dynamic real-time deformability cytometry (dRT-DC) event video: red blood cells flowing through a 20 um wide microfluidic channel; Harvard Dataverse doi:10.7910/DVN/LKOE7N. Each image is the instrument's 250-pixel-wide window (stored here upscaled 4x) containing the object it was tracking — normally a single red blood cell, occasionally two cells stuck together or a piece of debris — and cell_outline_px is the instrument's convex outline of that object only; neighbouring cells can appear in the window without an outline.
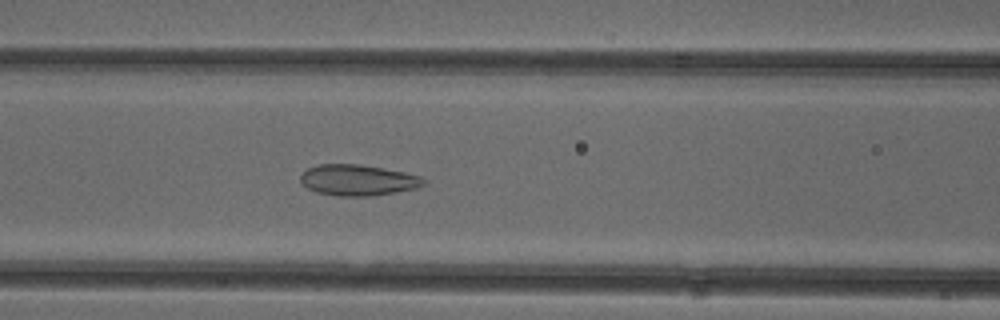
{"species": "common noctule bat (a hibernating species)", "species_latin": "Nyctalus noctula", "temperature_condition": "cold", "stored_images_in_passage": 51, "camera_frame_rate_fps": 3000, "um_per_image_px": 0.085, "animal": {"sex": "female"}, "frame": {"image": 1, "passage_image": 21, "time_ms": 6.667, "image_size_px": [1000, 320], "cell_outline_px": [[428, 180], [424, 184], [416, 188], [396, 192], [372, 196], [336, 196], [316, 192], [308, 188], [300, 180], [300, 176], [308, 168], [320, 164], [360, 164], [384, 168], [404, 172], [420, 176]], "centroid_in_image_um": [30.44, 15.31], "position_along_channel_um": 136.2, "area_um2": 22.25}}
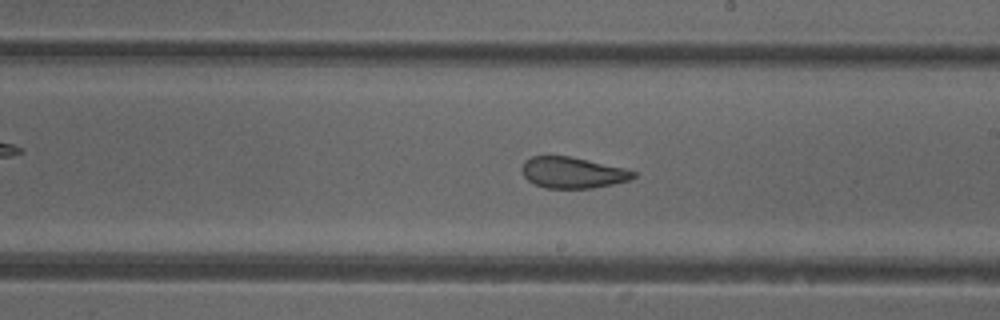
{"frame": {"image": 2, "passage_image": 29, "time_ms": 9.333, "image_size_px": [1000, 320], "cell_outline_px": [[636, 176], [632, 180], [592, 188], [544, 188], [528, 180], [524, 176], [520, 168], [524, 160], [532, 156], [568, 156], [588, 160], [624, 168], [636, 172]], "centroid_in_image_um": [48.66, 14.67], "position_along_channel_um": 240.3, "area_um2": 20.23}}
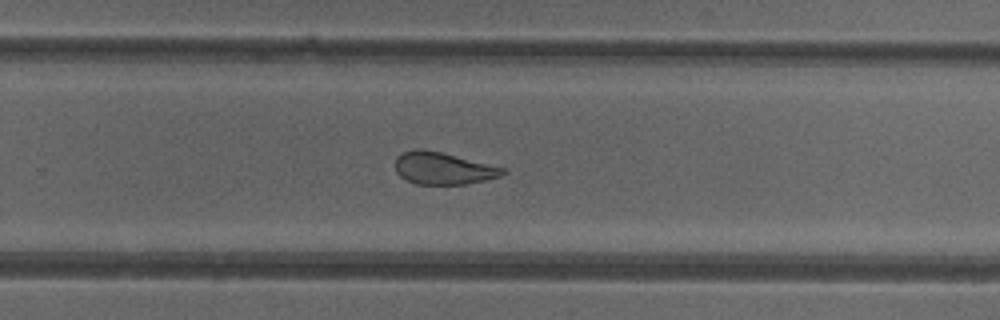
{"frame": {"image": 3, "passage_image": 33, "time_ms": 10.667, "image_size_px": [1000, 320], "cell_outline_px": [[508, 172], [500, 176], [484, 180], [464, 184], [416, 184], [400, 176], [396, 172], [396, 156], [404, 152], [416, 148], [420, 148], [440, 152], [504, 168]], "centroid_in_image_um": [37.64, 14.31], "position_along_channel_um": 292.2, "area_um2": 19.83}, "authors_computed_cell_mechanics": {"area_um2": 24.1026, "velocity_mm_per_s": 3.8955, "shape_relaxation_time_tau1_ms": null, "shape_relaxation_time_tau2_ms": 1.7177, "deformation_change_tau1": null, "deformation_change_tau2": 0.0735}}